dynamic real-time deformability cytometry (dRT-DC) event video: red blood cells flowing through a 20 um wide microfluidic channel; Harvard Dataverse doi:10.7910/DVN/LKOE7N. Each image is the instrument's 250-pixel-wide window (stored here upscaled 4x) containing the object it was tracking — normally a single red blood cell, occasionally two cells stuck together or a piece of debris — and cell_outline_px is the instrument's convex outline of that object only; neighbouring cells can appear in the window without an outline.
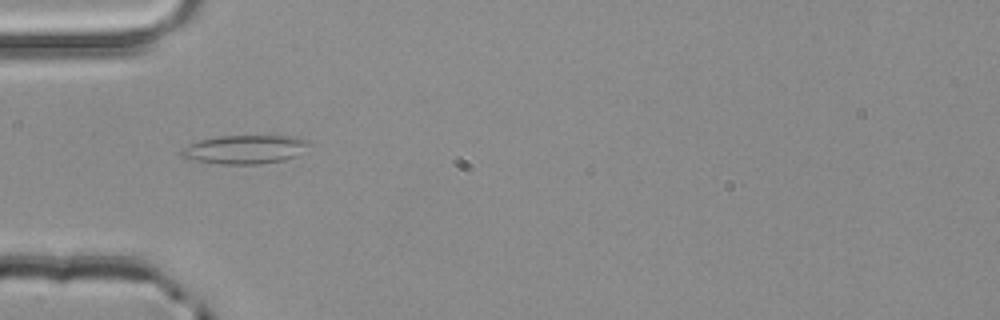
{"species": "common noctule bat (a hibernating species)", "species_latin": "Nyctalus noctula", "temperature_condition": "room temperature", "stored_images_in_passage": 4, "camera_frame_rate_fps": 3000, "um_per_image_px": 0.085, "animal": {"sex": "male", "body_mass_g": 20.4}, "frame": {"image": 1, "passage_image": 3, "time_ms": 0.667, "image_size_px": [1000, 320], "cell_outline_px": [[312, 144], [296, 156], [284, 160], [260, 164], [220, 164], [192, 160], [180, 156], [180, 152], [188, 144], [200, 140], [220, 136], [296, 136], [308, 140]], "centroid_in_image_um": [20.84, 12.7], "position_along_channel_um": 64.2, "area_um2": 21.44}}
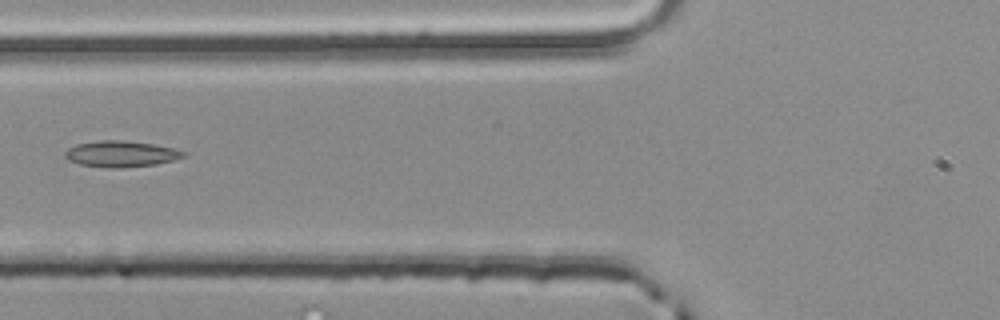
{"frame": {"image": 2, "passage_image": 4, "time_ms": 1.0, "image_size_px": [1000, 320], "cell_outline_px": [[188, 156], [156, 164], [120, 168], [104, 168], [80, 164], [68, 160], [64, 156], [64, 152], [68, 148], [76, 144], [100, 140], [124, 140], [152, 144], [172, 148], [188, 152]], "centroid_in_image_um": [10.28, 13.08], "position_along_channel_um": 115.5, "area_um2": 18.15}}